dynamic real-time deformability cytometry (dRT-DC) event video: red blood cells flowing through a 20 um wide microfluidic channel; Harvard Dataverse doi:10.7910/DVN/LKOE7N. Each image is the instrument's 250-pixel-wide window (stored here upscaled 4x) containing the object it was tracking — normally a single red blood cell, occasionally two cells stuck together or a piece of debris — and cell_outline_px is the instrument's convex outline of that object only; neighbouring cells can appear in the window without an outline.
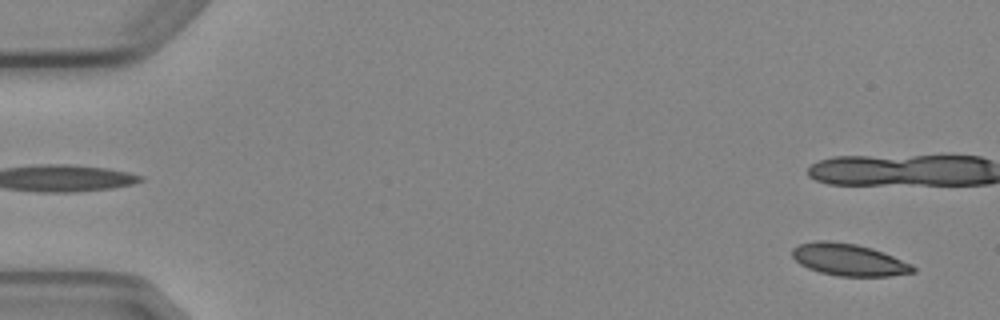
{"species": "Egyptian fruit bat (a non-hibernating species)", "species_latin": "Rousettus aegyptiacus", "temperature_condition": "cold", "stored_images_in_passage": 4, "segment_of_instrument_passage": [2, 2], "camera_frame_rate_fps": 3000, "um_per_image_px": 0.085, "animal": {"sex": "female"}, "frame": {"image": 1, "passage_image": 4, "time_ms": 4.333, "image_size_px": [1000, 320], "cell_outline_px": [[916, 272], [888, 276], [840, 276], [820, 272], [808, 268], [800, 264], [792, 256], [792, 248], [800, 244], [816, 240], [828, 240], [856, 244], [872, 248], [912, 264], [916, 268]], "centroid_in_image_um": [72.14, 22.07], "position_along_channel_um": 12.9, "area_um2": 22.48}}